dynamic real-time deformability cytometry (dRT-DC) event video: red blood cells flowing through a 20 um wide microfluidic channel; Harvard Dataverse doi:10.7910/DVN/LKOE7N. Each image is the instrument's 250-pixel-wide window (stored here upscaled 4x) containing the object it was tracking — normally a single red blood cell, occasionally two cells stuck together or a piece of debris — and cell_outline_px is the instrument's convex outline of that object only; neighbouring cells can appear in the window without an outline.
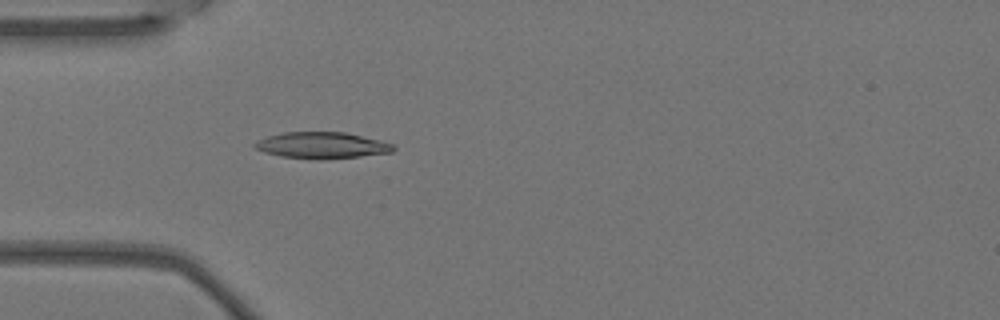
{"species": "Egyptian fruit bat (a non-hibernating species)", "species_latin": "Rousettus aegyptiacus", "temperature_condition": "warm", "stored_images_in_passage": 2, "camera_frame_rate_fps": 3000, "um_per_image_px": 0.085, "animal": {"sex": "female"}, "frame": {"image": 1, "passage_image": 2, "time_ms": 0.333, "image_size_px": [1000, 320], "cell_outline_px": [[396, 148], [392, 152], [360, 156], [320, 160], [280, 156], [264, 152], [256, 148], [252, 144], [256, 140], [268, 136], [284, 132], [344, 132], [380, 140], [392, 144]], "centroid_in_image_um": [27.33, 12.35], "position_along_channel_um": 57.7, "area_um2": 21.27}}